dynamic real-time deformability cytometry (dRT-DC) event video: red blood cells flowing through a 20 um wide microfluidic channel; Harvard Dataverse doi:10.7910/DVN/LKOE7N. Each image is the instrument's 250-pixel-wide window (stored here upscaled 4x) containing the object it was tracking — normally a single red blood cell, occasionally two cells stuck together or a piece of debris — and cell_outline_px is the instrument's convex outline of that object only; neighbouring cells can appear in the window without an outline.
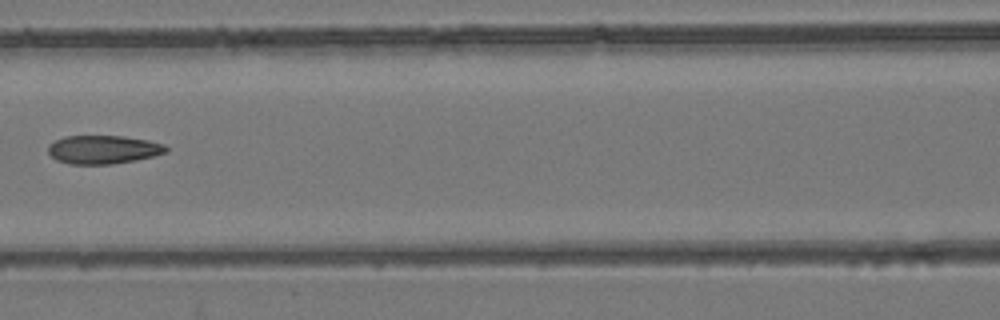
{"species": "common noctule bat (a hibernating species)", "species_latin": "Nyctalus noctula", "temperature_condition": "room temperature", "stored_images_in_passage": 7, "camera_frame_rate_fps": 3000, "um_per_image_px": 0.085, "animal": {"sex": "female", "body_mass_g": 24.6, "forearm_length_mm": 56.2}, "frame": {"image": 1, "passage_image": 7, "time_ms": 7.0, "image_size_px": [1000, 320], "cell_outline_px": [[168, 152], [136, 160], [112, 164], [72, 164], [56, 160], [48, 152], [48, 144], [64, 136], [124, 136], [148, 140], [164, 144], [168, 148]], "centroid_in_image_um": [8.78, 12.71], "position_along_channel_um": 157.8, "area_um2": 19.59}}